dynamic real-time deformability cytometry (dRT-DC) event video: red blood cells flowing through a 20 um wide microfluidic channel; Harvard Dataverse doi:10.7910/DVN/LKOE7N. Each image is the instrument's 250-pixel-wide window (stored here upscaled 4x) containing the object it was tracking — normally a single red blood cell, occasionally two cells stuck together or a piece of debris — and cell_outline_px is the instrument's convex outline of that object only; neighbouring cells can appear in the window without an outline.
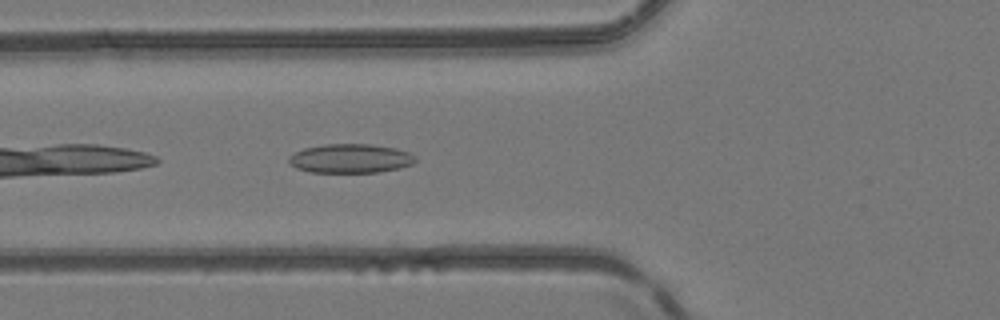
{"species": "common noctule bat (a hibernating species)", "species_latin": "Nyctalus noctula", "temperature_condition": "room temperature", "stored_images_in_passage": 35, "camera_frame_rate_fps": 3000, "um_per_image_px": 0.085, "animal": {"sex": "female", "body_mass_g": 24.6, "forearm_length_mm": 56.2}, "frame": {"image": 1, "passage_image": 4, "time_ms": 1.0, "image_size_px": [1000, 320], "cell_outline_px": [[416, 160], [412, 164], [400, 168], [376, 172], [312, 172], [296, 168], [288, 160], [288, 156], [304, 148], [324, 144], [372, 144], [396, 148], [408, 152], [416, 156]], "centroid_in_image_um": [29.8, 13.46], "position_along_channel_um": 96.0, "area_um2": 21.39}}
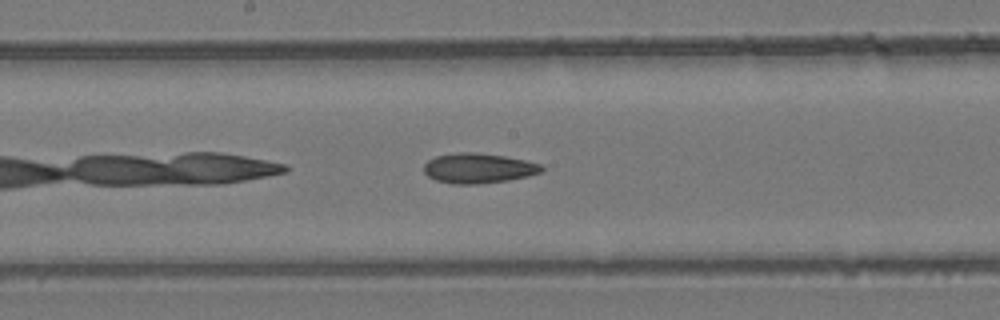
{"frame": {"image": 2, "passage_image": 12, "time_ms": 3.667, "image_size_px": [1000, 320], "cell_outline_px": [[544, 168], [540, 172], [528, 176], [508, 180], [476, 184], [456, 184], [436, 180], [428, 176], [424, 172], [424, 164], [428, 160], [436, 156], [460, 152], [472, 152], [504, 156], [524, 160], [540, 164]], "centroid_in_image_um": [40.64, 14.3], "position_along_channel_um": 207.6, "area_um2": 20.35}}
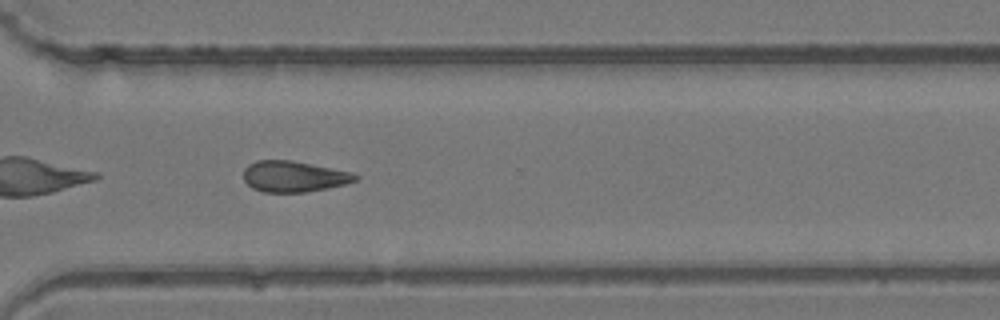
{"frame": {"image": 3, "passage_image": 22, "time_ms": 7.0, "image_size_px": [1000, 320], "cell_outline_px": [[360, 176], [356, 180], [344, 184], [328, 188], [304, 192], [264, 192], [252, 188], [244, 180], [244, 168], [248, 164], [256, 160], [292, 160], [348, 172]], "centroid_in_image_um": [24.92, 15.0], "position_along_channel_um": 345.7, "area_um2": 19.94}}